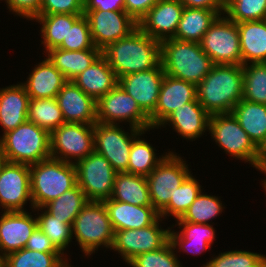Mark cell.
<instances>
[{"label": "cell", "instance_id": "12", "mask_svg": "<svg viewBox=\"0 0 266 267\" xmlns=\"http://www.w3.org/2000/svg\"><path fill=\"white\" fill-rule=\"evenodd\" d=\"M183 159L171 152L146 177L152 206L160 212L191 174Z\"/></svg>", "mask_w": 266, "mask_h": 267}, {"label": "cell", "instance_id": "55", "mask_svg": "<svg viewBox=\"0 0 266 267\" xmlns=\"http://www.w3.org/2000/svg\"><path fill=\"white\" fill-rule=\"evenodd\" d=\"M263 187L265 188V191H266V180H263Z\"/></svg>", "mask_w": 266, "mask_h": 267}, {"label": "cell", "instance_id": "20", "mask_svg": "<svg viewBox=\"0 0 266 267\" xmlns=\"http://www.w3.org/2000/svg\"><path fill=\"white\" fill-rule=\"evenodd\" d=\"M37 227V218L26 211H4L0 218V256L21 250Z\"/></svg>", "mask_w": 266, "mask_h": 267}, {"label": "cell", "instance_id": "23", "mask_svg": "<svg viewBox=\"0 0 266 267\" xmlns=\"http://www.w3.org/2000/svg\"><path fill=\"white\" fill-rule=\"evenodd\" d=\"M210 116L196 98L173 111L159 127L171 123L183 138L195 140L209 129Z\"/></svg>", "mask_w": 266, "mask_h": 267}, {"label": "cell", "instance_id": "27", "mask_svg": "<svg viewBox=\"0 0 266 267\" xmlns=\"http://www.w3.org/2000/svg\"><path fill=\"white\" fill-rule=\"evenodd\" d=\"M237 27L242 65L266 62V19L237 23Z\"/></svg>", "mask_w": 266, "mask_h": 267}, {"label": "cell", "instance_id": "29", "mask_svg": "<svg viewBox=\"0 0 266 267\" xmlns=\"http://www.w3.org/2000/svg\"><path fill=\"white\" fill-rule=\"evenodd\" d=\"M231 113L260 150L266 142V105L242 99Z\"/></svg>", "mask_w": 266, "mask_h": 267}, {"label": "cell", "instance_id": "34", "mask_svg": "<svg viewBox=\"0 0 266 267\" xmlns=\"http://www.w3.org/2000/svg\"><path fill=\"white\" fill-rule=\"evenodd\" d=\"M82 15L74 14H51L39 15L35 19L42 24V44L47 51L58 48L64 39H66L69 28L81 17Z\"/></svg>", "mask_w": 266, "mask_h": 267}, {"label": "cell", "instance_id": "13", "mask_svg": "<svg viewBox=\"0 0 266 267\" xmlns=\"http://www.w3.org/2000/svg\"><path fill=\"white\" fill-rule=\"evenodd\" d=\"M97 122L104 124H118L117 121H127L130 128L143 131L151 129L149 116L139 107L138 103L126 93L119 85L97 103Z\"/></svg>", "mask_w": 266, "mask_h": 267}, {"label": "cell", "instance_id": "2", "mask_svg": "<svg viewBox=\"0 0 266 267\" xmlns=\"http://www.w3.org/2000/svg\"><path fill=\"white\" fill-rule=\"evenodd\" d=\"M242 65L214 64L196 86L197 100L210 114L231 113L243 97Z\"/></svg>", "mask_w": 266, "mask_h": 267}, {"label": "cell", "instance_id": "24", "mask_svg": "<svg viewBox=\"0 0 266 267\" xmlns=\"http://www.w3.org/2000/svg\"><path fill=\"white\" fill-rule=\"evenodd\" d=\"M29 100L22 83L0 89V124L3 134L27 121Z\"/></svg>", "mask_w": 266, "mask_h": 267}, {"label": "cell", "instance_id": "5", "mask_svg": "<svg viewBox=\"0 0 266 267\" xmlns=\"http://www.w3.org/2000/svg\"><path fill=\"white\" fill-rule=\"evenodd\" d=\"M0 148L4 160L31 165L51 157L50 133L26 121L2 135Z\"/></svg>", "mask_w": 266, "mask_h": 267}, {"label": "cell", "instance_id": "49", "mask_svg": "<svg viewBox=\"0 0 266 267\" xmlns=\"http://www.w3.org/2000/svg\"><path fill=\"white\" fill-rule=\"evenodd\" d=\"M25 248L40 252H60L38 226L32 232Z\"/></svg>", "mask_w": 266, "mask_h": 267}, {"label": "cell", "instance_id": "1", "mask_svg": "<svg viewBox=\"0 0 266 267\" xmlns=\"http://www.w3.org/2000/svg\"><path fill=\"white\" fill-rule=\"evenodd\" d=\"M161 42L144 34L138 27L127 37L108 45L102 56L115 72L117 78L150 70L160 62Z\"/></svg>", "mask_w": 266, "mask_h": 267}, {"label": "cell", "instance_id": "53", "mask_svg": "<svg viewBox=\"0 0 266 267\" xmlns=\"http://www.w3.org/2000/svg\"><path fill=\"white\" fill-rule=\"evenodd\" d=\"M4 161H5V160H4V156H3L2 151H1V148H0V166H1V164H2Z\"/></svg>", "mask_w": 266, "mask_h": 267}, {"label": "cell", "instance_id": "50", "mask_svg": "<svg viewBox=\"0 0 266 267\" xmlns=\"http://www.w3.org/2000/svg\"><path fill=\"white\" fill-rule=\"evenodd\" d=\"M125 11L124 0H84V11Z\"/></svg>", "mask_w": 266, "mask_h": 267}, {"label": "cell", "instance_id": "51", "mask_svg": "<svg viewBox=\"0 0 266 267\" xmlns=\"http://www.w3.org/2000/svg\"><path fill=\"white\" fill-rule=\"evenodd\" d=\"M184 7L216 10L221 15L225 12V0H179Z\"/></svg>", "mask_w": 266, "mask_h": 267}, {"label": "cell", "instance_id": "22", "mask_svg": "<svg viewBox=\"0 0 266 267\" xmlns=\"http://www.w3.org/2000/svg\"><path fill=\"white\" fill-rule=\"evenodd\" d=\"M103 203L114 231L145 228L160 217L153 206H137L110 198Z\"/></svg>", "mask_w": 266, "mask_h": 267}, {"label": "cell", "instance_id": "40", "mask_svg": "<svg viewBox=\"0 0 266 267\" xmlns=\"http://www.w3.org/2000/svg\"><path fill=\"white\" fill-rule=\"evenodd\" d=\"M222 208L218 197L203 194L201 191L184 215L176 221L209 224L211 219L222 213Z\"/></svg>", "mask_w": 266, "mask_h": 267}, {"label": "cell", "instance_id": "41", "mask_svg": "<svg viewBox=\"0 0 266 267\" xmlns=\"http://www.w3.org/2000/svg\"><path fill=\"white\" fill-rule=\"evenodd\" d=\"M226 16L235 23L266 19V0H225Z\"/></svg>", "mask_w": 266, "mask_h": 267}, {"label": "cell", "instance_id": "44", "mask_svg": "<svg viewBox=\"0 0 266 267\" xmlns=\"http://www.w3.org/2000/svg\"><path fill=\"white\" fill-rule=\"evenodd\" d=\"M170 241L158 250L135 256L127 264L132 267H182Z\"/></svg>", "mask_w": 266, "mask_h": 267}, {"label": "cell", "instance_id": "39", "mask_svg": "<svg viewBox=\"0 0 266 267\" xmlns=\"http://www.w3.org/2000/svg\"><path fill=\"white\" fill-rule=\"evenodd\" d=\"M244 75L242 99L266 105V62L242 65Z\"/></svg>", "mask_w": 266, "mask_h": 267}, {"label": "cell", "instance_id": "19", "mask_svg": "<svg viewBox=\"0 0 266 267\" xmlns=\"http://www.w3.org/2000/svg\"><path fill=\"white\" fill-rule=\"evenodd\" d=\"M196 98L195 84L165 74L161 83L157 106L149 116L151 129L159 128L173 111Z\"/></svg>", "mask_w": 266, "mask_h": 267}, {"label": "cell", "instance_id": "32", "mask_svg": "<svg viewBox=\"0 0 266 267\" xmlns=\"http://www.w3.org/2000/svg\"><path fill=\"white\" fill-rule=\"evenodd\" d=\"M110 199L137 206H152L145 176L117 172Z\"/></svg>", "mask_w": 266, "mask_h": 267}, {"label": "cell", "instance_id": "31", "mask_svg": "<svg viewBox=\"0 0 266 267\" xmlns=\"http://www.w3.org/2000/svg\"><path fill=\"white\" fill-rule=\"evenodd\" d=\"M221 14L216 10L184 7L174 39L200 43Z\"/></svg>", "mask_w": 266, "mask_h": 267}, {"label": "cell", "instance_id": "14", "mask_svg": "<svg viewBox=\"0 0 266 267\" xmlns=\"http://www.w3.org/2000/svg\"><path fill=\"white\" fill-rule=\"evenodd\" d=\"M160 218L145 228L114 231L111 249L118 251L127 263L139 254L160 249L169 241L170 231L159 226Z\"/></svg>", "mask_w": 266, "mask_h": 267}, {"label": "cell", "instance_id": "52", "mask_svg": "<svg viewBox=\"0 0 266 267\" xmlns=\"http://www.w3.org/2000/svg\"><path fill=\"white\" fill-rule=\"evenodd\" d=\"M261 171L266 175V142L260 149Z\"/></svg>", "mask_w": 266, "mask_h": 267}, {"label": "cell", "instance_id": "26", "mask_svg": "<svg viewBox=\"0 0 266 267\" xmlns=\"http://www.w3.org/2000/svg\"><path fill=\"white\" fill-rule=\"evenodd\" d=\"M72 81L96 102L118 85L115 72L102 55Z\"/></svg>", "mask_w": 266, "mask_h": 267}, {"label": "cell", "instance_id": "43", "mask_svg": "<svg viewBox=\"0 0 266 267\" xmlns=\"http://www.w3.org/2000/svg\"><path fill=\"white\" fill-rule=\"evenodd\" d=\"M207 267H266V257L249 251L220 253L205 264Z\"/></svg>", "mask_w": 266, "mask_h": 267}, {"label": "cell", "instance_id": "38", "mask_svg": "<svg viewBox=\"0 0 266 267\" xmlns=\"http://www.w3.org/2000/svg\"><path fill=\"white\" fill-rule=\"evenodd\" d=\"M201 191L199 182L190 174L176 189L169 203L159 212V216L165 218L170 214L176 219L181 218Z\"/></svg>", "mask_w": 266, "mask_h": 267}, {"label": "cell", "instance_id": "48", "mask_svg": "<svg viewBox=\"0 0 266 267\" xmlns=\"http://www.w3.org/2000/svg\"><path fill=\"white\" fill-rule=\"evenodd\" d=\"M159 0H124L125 12L138 24Z\"/></svg>", "mask_w": 266, "mask_h": 267}, {"label": "cell", "instance_id": "7", "mask_svg": "<svg viewBox=\"0 0 266 267\" xmlns=\"http://www.w3.org/2000/svg\"><path fill=\"white\" fill-rule=\"evenodd\" d=\"M208 131L226 153L233 158L249 162L261 172L260 150L232 113L212 114Z\"/></svg>", "mask_w": 266, "mask_h": 267}, {"label": "cell", "instance_id": "36", "mask_svg": "<svg viewBox=\"0 0 266 267\" xmlns=\"http://www.w3.org/2000/svg\"><path fill=\"white\" fill-rule=\"evenodd\" d=\"M27 121L51 133L65 123L56 98L30 99Z\"/></svg>", "mask_w": 266, "mask_h": 267}, {"label": "cell", "instance_id": "28", "mask_svg": "<svg viewBox=\"0 0 266 267\" xmlns=\"http://www.w3.org/2000/svg\"><path fill=\"white\" fill-rule=\"evenodd\" d=\"M179 228L183 226L181 232L169 231V241L174 249H182L185 252L200 254L206 251L216 236L211 224L177 222ZM196 246V247H195ZM191 248V249H190Z\"/></svg>", "mask_w": 266, "mask_h": 267}, {"label": "cell", "instance_id": "46", "mask_svg": "<svg viewBox=\"0 0 266 267\" xmlns=\"http://www.w3.org/2000/svg\"><path fill=\"white\" fill-rule=\"evenodd\" d=\"M84 14V0H42L39 15Z\"/></svg>", "mask_w": 266, "mask_h": 267}, {"label": "cell", "instance_id": "35", "mask_svg": "<svg viewBox=\"0 0 266 267\" xmlns=\"http://www.w3.org/2000/svg\"><path fill=\"white\" fill-rule=\"evenodd\" d=\"M61 252H40L23 248L3 257V267H67Z\"/></svg>", "mask_w": 266, "mask_h": 267}, {"label": "cell", "instance_id": "8", "mask_svg": "<svg viewBox=\"0 0 266 267\" xmlns=\"http://www.w3.org/2000/svg\"><path fill=\"white\" fill-rule=\"evenodd\" d=\"M74 164L77 185L88 201L103 202L111 197L117 172L104 156L93 151Z\"/></svg>", "mask_w": 266, "mask_h": 267}, {"label": "cell", "instance_id": "37", "mask_svg": "<svg viewBox=\"0 0 266 267\" xmlns=\"http://www.w3.org/2000/svg\"><path fill=\"white\" fill-rule=\"evenodd\" d=\"M139 136L133 140L130 149L127 173L147 177L170 152L162 155V158H156L153 146L145 139L141 140Z\"/></svg>", "mask_w": 266, "mask_h": 267}, {"label": "cell", "instance_id": "30", "mask_svg": "<svg viewBox=\"0 0 266 267\" xmlns=\"http://www.w3.org/2000/svg\"><path fill=\"white\" fill-rule=\"evenodd\" d=\"M47 52L49 61L65 76L67 81H72L102 55L99 49L68 51L54 48Z\"/></svg>", "mask_w": 266, "mask_h": 267}, {"label": "cell", "instance_id": "6", "mask_svg": "<svg viewBox=\"0 0 266 267\" xmlns=\"http://www.w3.org/2000/svg\"><path fill=\"white\" fill-rule=\"evenodd\" d=\"M74 234L86 256L95 253L101 245L111 249L114 230L103 202H87L72 224Z\"/></svg>", "mask_w": 266, "mask_h": 267}, {"label": "cell", "instance_id": "11", "mask_svg": "<svg viewBox=\"0 0 266 267\" xmlns=\"http://www.w3.org/2000/svg\"><path fill=\"white\" fill-rule=\"evenodd\" d=\"M119 124H94V151L104 156L116 172H127L133 140L145 131L131 127V134Z\"/></svg>", "mask_w": 266, "mask_h": 267}, {"label": "cell", "instance_id": "45", "mask_svg": "<svg viewBox=\"0 0 266 267\" xmlns=\"http://www.w3.org/2000/svg\"><path fill=\"white\" fill-rule=\"evenodd\" d=\"M58 48L68 51L98 49L94 46L89 22L84 14L69 28L66 39Z\"/></svg>", "mask_w": 266, "mask_h": 267}, {"label": "cell", "instance_id": "9", "mask_svg": "<svg viewBox=\"0 0 266 267\" xmlns=\"http://www.w3.org/2000/svg\"><path fill=\"white\" fill-rule=\"evenodd\" d=\"M200 45L213 64L242 65L237 23L224 14L205 32Z\"/></svg>", "mask_w": 266, "mask_h": 267}, {"label": "cell", "instance_id": "16", "mask_svg": "<svg viewBox=\"0 0 266 267\" xmlns=\"http://www.w3.org/2000/svg\"><path fill=\"white\" fill-rule=\"evenodd\" d=\"M94 46L99 50L127 37L138 24L125 11H84Z\"/></svg>", "mask_w": 266, "mask_h": 267}, {"label": "cell", "instance_id": "18", "mask_svg": "<svg viewBox=\"0 0 266 267\" xmlns=\"http://www.w3.org/2000/svg\"><path fill=\"white\" fill-rule=\"evenodd\" d=\"M184 5L179 0H159L140 20L138 28L162 42L175 36Z\"/></svg>", "mask_w": 266, "mask_h": 267}, {"label": "cell", "instance_id": "25", "mask_svg": "<svg viewBox=\"0 0 266 267\" xmlns=\"http://www.w3.org/2000/svg\"><path fill=\"white\" fill-rule=\"evenodd\" d=\"M67 82L65 76L49 61L48 58L36 65L22 83L30 99L56 98Z\"/></svg>", "mask_w": 266, "mask_h": 267}, {"label": "cell", "instance_id": "17", "mask_svg": "<svg viewBox=\"0 0 266 267\" xmlns=\"http://www.w3.org/2000/svg\"><path fill=\"white\" fill-rule=\"evenodd\" d=\"M165 76L161 62L150 70L124 75L118 85L150 116L158 103L161 83Z\"/></svg>", "mask_w": 266, "mask_h": 267}, {"label": "cell", "instance_id": "42", "mask_svg": "<svg viewBox=\"0 0 266 267\" xmlns=\"http://www.w3.org/2000/svg\"><path fill=\"white\" fill-rule=\"evenodd\" d=\"M37 218V226L51 240L54 246L64 254L65 248L71 243L72 225L54 218L44 210Z\"/></svg>", "mask_w": 266, "mask_h": 267}, {"label": "cell", "instance_id": "21", "mask_svg": "<svg viewBox=\"0 0 266 267\" xmlns=\"http://www.w3.org/2000/svg\"><path fill=\"white\" fill-rule=\"evenodd\" d=\"M65 123L95 124L96 101L73 81H67L56 96Z\"/></svg>", "mask_w": 266, "mask_h": 267}, {"label": "cell", "instance_id": "10", "mask_svg": "<svg viewBox=\"0 0 266 267\" xmlns=\"http://www.w3.org/2000/svg\"><path fill=\"white\" fill-rule=\"evenodd\" d=\"M94 151V124L64 123L50 133L51 158L74 163Z\"/></svg>", "mask_w": 266, "mask_h": 267}, {"label": "cell", "instance_id": "4", "mask_svg": "<svg viewBox=\"0 0 266 267\" xmlns=\"http://www.w3.org/2000/svg\"><path fill=\"white\" fill-rule=\"evenodd\" d=\"M32 205L40 208L77 184L74 163L48 158L29 165Z\"/></svg>", "mask_w": 266, "mask_h": 267}, {"label": "cell", "instance_id": "47", "mask_svg": "<svg viewBox=\"0 0 266 267\" xmlns=\"http://www.w3.org/2000/svg\"><path fill=\"white\" fill-rule=\"evenodd\" d=\"M42 0H6L10 11L26 19L35 20L39 16Z\"/></svg>", "mask_w": 266, "mask_h": 267}, {"label": "cell", "instance_id": "54", "mask_svg": "<svg viewBox=\"0 0 266 267\" xmlns=\"http://www.w3.org/2000/svg\"><path fill=\"white\" fill-rule=\"evenodd\" d=\"M0 267H3V258L0 256Z\"/></svg>", "mask_w": 266, "mask_h": 267}, {"label": "cell", "instance_id": "15", "mask_svg": "<svg viewBox=\"0 0 266 267\" xmlns=\"http://www.w3.org/2000/svg\"><path fill=\"white\" fill-rule=\"evenodd\" d=\"M32 205L29 165L4 161L0 166V206L4 211H25Z\"/></svg>", "mask_w": 266, "mask_h": 267}, {"label": "cell", "instance_id": "33", "mask_svg": "<svg viewBox=\"0 0 266 267\" xmlns=\"http://www.w3.org/2000/svg\"><path fill=\"white\" fill-rule=\"evenodd\" d=\"M85 193L76 184L72 189L65 191L57 199H54L40 208H33L35 211L45 209L49 214L67 224H73L77 215L87 204Z\"/></svg>", "mask_w": 266, "mask_h": 267}, {"label": "cell", "instance_id": "3", "mask_svg": "<svg viewBox=\"0 0 266 267\" xmlns=\"http://www.w3.org/2000/svg\"><path fill=\"white\" fill-rule=\"evenodd\" d=\"M160 58L165 74L196 86L214 65L200 43L174 38L161 42Z\"/></svg>", "mask_w": 266, "mask_h": 267}]
</instances>
